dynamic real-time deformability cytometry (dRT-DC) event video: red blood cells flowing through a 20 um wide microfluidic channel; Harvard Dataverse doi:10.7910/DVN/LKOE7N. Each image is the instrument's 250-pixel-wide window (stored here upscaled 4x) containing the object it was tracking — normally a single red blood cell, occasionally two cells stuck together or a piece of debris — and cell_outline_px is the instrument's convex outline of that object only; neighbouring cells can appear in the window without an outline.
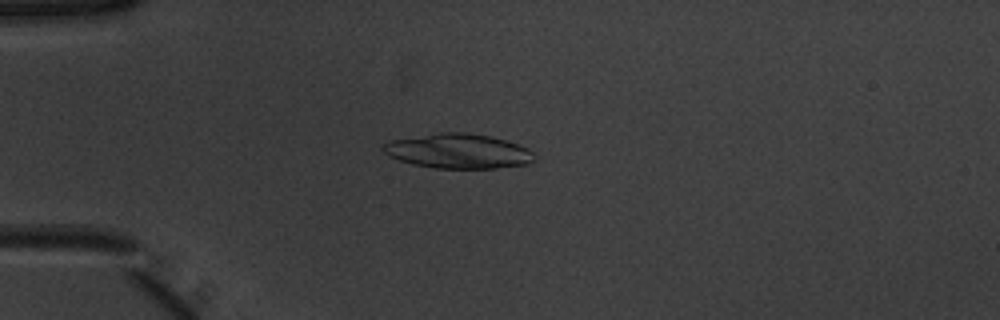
{"species": "common noctule bat (a hibernating species)", "species_latin": "Nyctalus noctula", "temperature_condition": "warm", "stored_images_in_passage": 40, "camera_frame_rate_fps": 3000, "um_per_image_px": 0.085, "animal": {"sex": "male", "body_mass_g": 20.1, "forearm_length_mm": 53.5}, "frame": {"image": 1, "passage_image": 3, "time_ms": 0.667, "image_size_px": [1000, 320], "cell_outline_px": [[536, 156], [528, 164], [496, 168], [436, 168], [412, 164], [388, 156], [380, 148], [384, 144], [392, 140], [440, 132], [468, 132], [492, 136], [528, 148]], "centroid_in_image_um": [38.94, 12.84], "position_along_channel_um": 46.1, "area_um2": 30.52}}
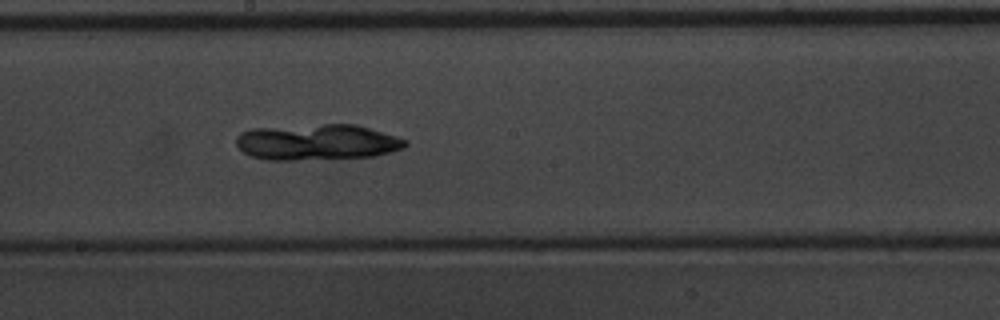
{"frame": {"image": 2, "passage_image": 18, "time_ms": 5.667, "image_size_px": [1000, 320], "cell_outline_px": [[408, 144], [404, 148], [372, 156], [296, 160], [268, 160], [252, 156], [244, 152], [236, 144], [236, 136], [240, 132], [252, 128], [324, 124], [356, 124], [396, 136], [408, 140]], "centroid_in_image_um": [26.93, 12.07], "position_along_channel_um": 221.3, "area_um2": 35.32}}
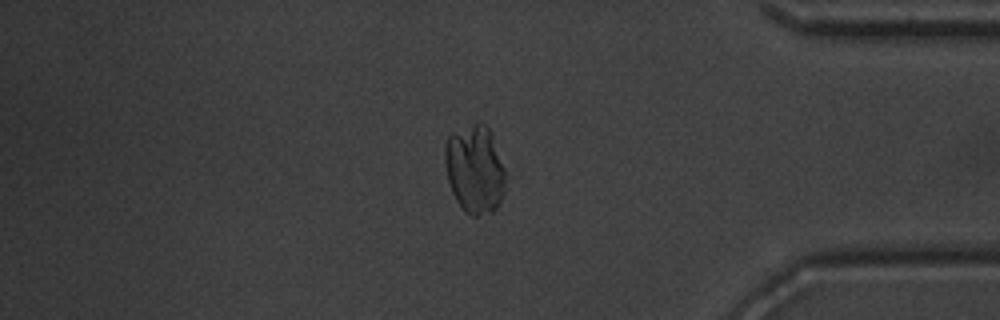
{"frame": {"image": 3, "passage_image": 33, "time_ms": 10.667, "image_size_px": [1000, 320], "cell_outline_px": [[504, 180], [500, 200], [496, 208], [492, 212], [476, 216], [472, 216], [464, 212], [456, 200], [452, 192], [448, 180], [444, 164], [444, 144], [448, 136], [452, 132], [480, 120], [488, 128], [492, 136], [504, 168]], "centroid_in_image_um": [40.3, 14.36], "position_along_channel_um": 394.9, "area_um2": 31.15}}